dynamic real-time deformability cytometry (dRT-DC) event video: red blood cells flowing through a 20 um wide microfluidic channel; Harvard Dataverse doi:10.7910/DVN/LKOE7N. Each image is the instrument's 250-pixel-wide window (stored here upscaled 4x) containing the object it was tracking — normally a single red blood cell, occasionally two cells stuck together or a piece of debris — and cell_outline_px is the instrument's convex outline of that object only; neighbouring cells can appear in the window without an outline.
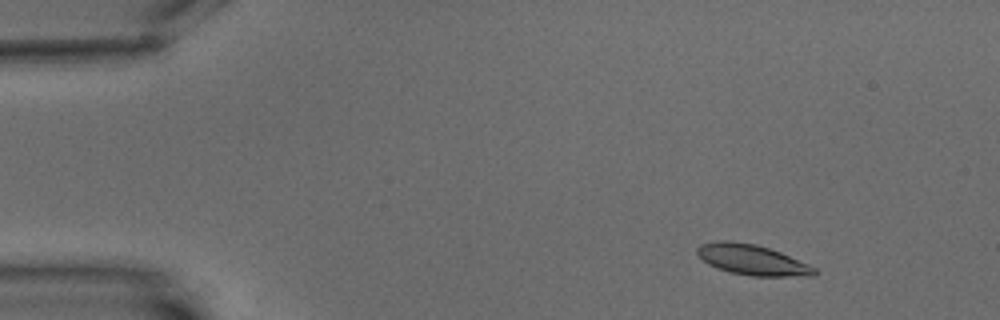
{"species": "common noctule bat (a hibernating species)", "species_latin": "Nyctalus noctula", "temperature_condition": "warm", "stored_images_in_passage": 6, "camera_frame_rate_fps": 3000, "um_per_image_px": 0.085, "animal": {"sex": "male", "body_mass_g": 15.6}, "frame": {"image": 1, "passage_image": 2, "time_ms": 2.0, "image_size_px": [1000, 320], "cell_outline_px": [[816, 272], [812, 276], [752, 276], [732, 272], [708, 264], [696, 252], [696, 248], [700, 244], [716, 240], [728, 240], [756, 244], [780, 252], [808, 264], [816, 268]], "centroid_in_image_um": [63.92, 22.07], "position_along_channel_um": 21.1, "area_um2": 20.58}}
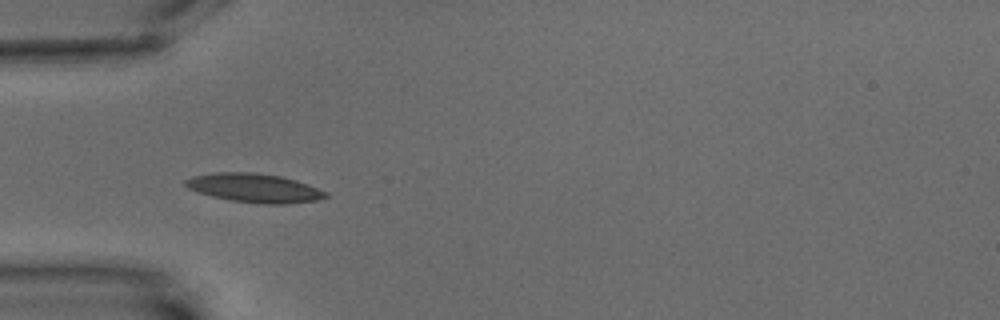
{"frame": {"image": 2, "passage_image": 5, "time_ms": 6.0, "image_size_px": [1000, 320], "cell_outline_px": [[332, 196], [316, 200], [284, 204], [260, 204], [232, 200], [212, 196], [196, 192], [188, 188], [184, 184], [184, 180], [192, 176], [216, 172], [252, 172], [280, 176], [296, 180], [308, 184], [328, 192]], "centroid_in_image_um": [21.64, 15.98], "position_along_channel_um": 63.4, "area_um2": 23.7}}